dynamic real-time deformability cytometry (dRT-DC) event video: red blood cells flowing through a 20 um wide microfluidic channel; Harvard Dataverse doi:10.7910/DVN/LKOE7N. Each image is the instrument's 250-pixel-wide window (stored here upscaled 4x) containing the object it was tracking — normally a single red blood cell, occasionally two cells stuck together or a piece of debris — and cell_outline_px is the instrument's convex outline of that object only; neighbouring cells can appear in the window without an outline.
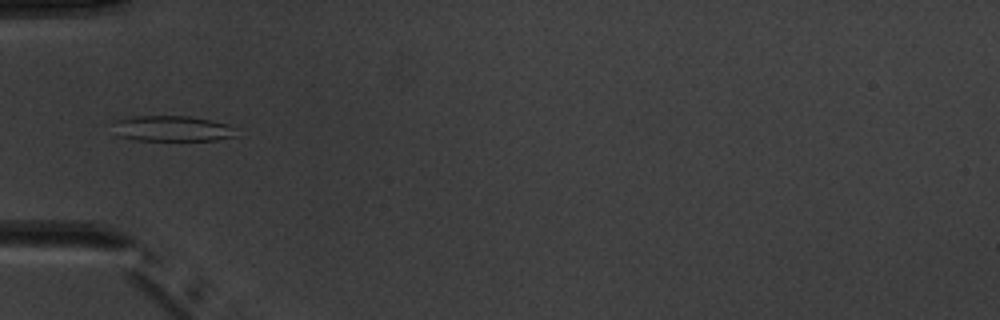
{"species": "common noctule bat (a hibernating species)", "species_latin": "Nyctalus noctula", "temperature_condition": "warm", "stored_images_in_passage": 3, "camera_frame_rate_fps": 3000, "um_per_image_px": 0.085, "animal": {"sex": "male", "body_mass_g": 20.1, "forearm_length_mm": 53.5}, "frame": {"image": 1, "passage_image": 3, "time_ms": 2.0, "image_size_px": [1000, 320], "cell_outline_px": [[236, 136], [216, 140], [136, 140], [120, 136], [116, 120], [124, 116], [188, 116], [212, 120], [228, 124], [236, 128]], "centroid_in_image_um": [14.73, 10.92], "position_along_channel_um": 70.3, "area_um2": 18.21}}